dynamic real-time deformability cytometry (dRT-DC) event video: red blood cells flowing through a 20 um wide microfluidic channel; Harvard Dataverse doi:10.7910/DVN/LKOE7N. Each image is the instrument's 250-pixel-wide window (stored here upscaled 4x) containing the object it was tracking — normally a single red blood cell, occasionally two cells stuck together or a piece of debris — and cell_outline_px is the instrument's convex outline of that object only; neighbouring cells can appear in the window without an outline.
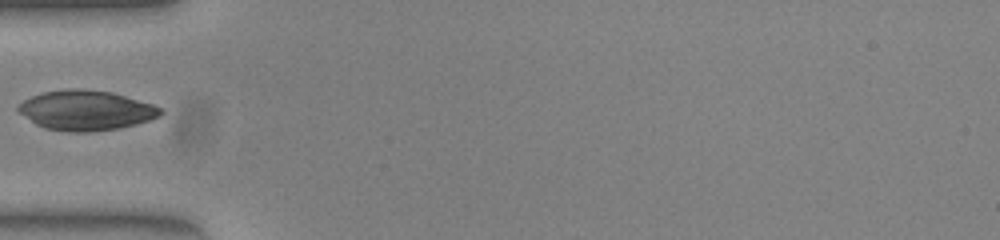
{"species": "common noctule bat (a hibernating species)", "species_latin": "Nyctalus noctula", "temperature_condition": "warm", "stored_images_in_passage": 33, "camera_frame_rate_fps": 3000, "um_per_image_px": 0.085, "animal": {"sex": "female", "body_mass_g": 23.0, "forearm_length_mm": 53.4}, "frame": {"image": 1, "passage_image": 1, "time_ms": 0.0, "image_size_px": [1000, 240], "cell_outline_px": [[164, 112], [160, 116], [136, 124], [120, 128], [88, 132], [68, 132], [44, 128], [36, 124], [16, 112], [16, 108], [24, 100], [32, 96], [44, 92], [72, 88], [80, 88], [112, 92], [152, 104], [164, 108]], "centroid_in_image_um": [7.3, 9.38], "position_along_channel_um": 77.7, "area_um2": 33.23}}
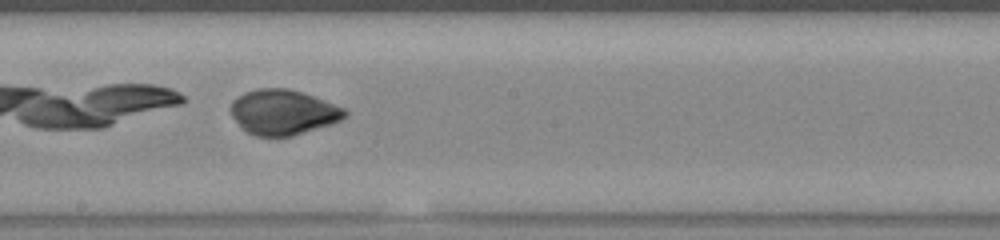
{"frame": {"image": 2, "passage_image": 12, "time_ms": 3.667, "image_size_px": [1000, 240], "cell_outline_px": [[348, 116], [332, 124], [292, 136], [256, 136], [240, 128], [232, 116], [232, 100], [236, 96], [244, 92], [256, 88], [288, 88], [324, 100], [344, 108], [348, 112]], "centroid_in_image_um": [24.05, 9.54], "position_along_channel_um": 224.1, "area_um2": 30.06}}
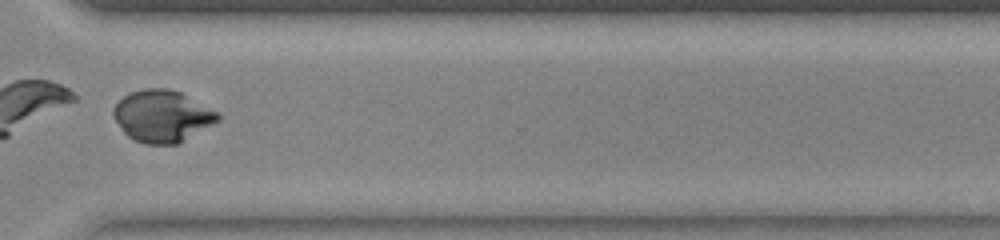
{"frame": {"image": 3, "passage_image": 22, "time_ms": 7.0, "image_size_px": [1000, 240], "cell_outline_px": [[220, 120], [176, 144], [144, 144], [128, 136], [124, 132], [116, 120], [112, 112], [116, 104], [124, 96], [132, 92], [144, 88], [168, 88], [180, 92], [220, 112]], "centroid_in_image_um": [13.81, 9.85], "position_along_channel_um": 356.8, "area_um2": 31.27}}